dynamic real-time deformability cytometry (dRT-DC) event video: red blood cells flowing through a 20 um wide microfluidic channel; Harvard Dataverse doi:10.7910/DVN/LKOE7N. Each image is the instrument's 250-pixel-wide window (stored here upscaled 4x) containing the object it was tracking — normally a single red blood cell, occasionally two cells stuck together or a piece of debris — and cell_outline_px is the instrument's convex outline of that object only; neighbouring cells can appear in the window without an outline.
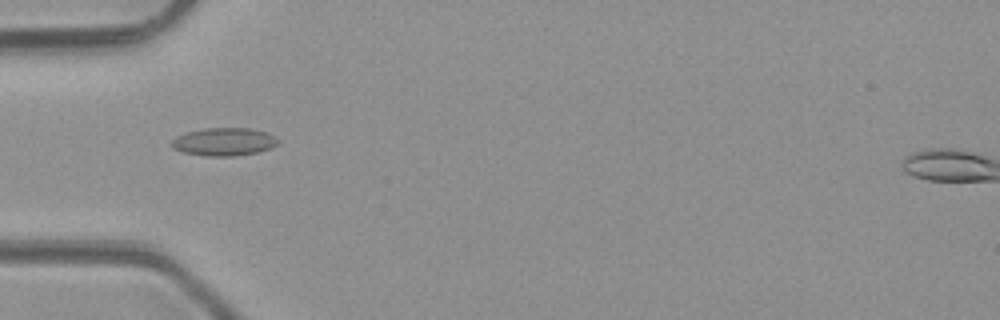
{"species": "common noctule bat (a hibernating species)", "species_latin": "Nyctalus noctula", "temperature_condition": "room temperature", "stored_images_in_passage": 4, "camera_frame_rate_fps": 3000, "um_per_image_px": 0.085, "animal": {"sex": "male", "body_mass_g": 23.1, "forearm_length_mm": 52.7}, "frame": {"image": 1, "passage_image": 4, "time_ms": 4.0, "image_size_px": [1000, 320], "cell_outline_px": [[280, 140], [272, 148], [260, 152], [232, 156], [204, 156], [184, 152], [172, 148], [172, 140], [176, 136], [188, 132], [204, 128], [248, 128], [268, 132], [276, 136]], "centroid_in_image_um": [19.08, 12.05], "position_along_channel_um": 65.9, "area_um2": 17.46}}